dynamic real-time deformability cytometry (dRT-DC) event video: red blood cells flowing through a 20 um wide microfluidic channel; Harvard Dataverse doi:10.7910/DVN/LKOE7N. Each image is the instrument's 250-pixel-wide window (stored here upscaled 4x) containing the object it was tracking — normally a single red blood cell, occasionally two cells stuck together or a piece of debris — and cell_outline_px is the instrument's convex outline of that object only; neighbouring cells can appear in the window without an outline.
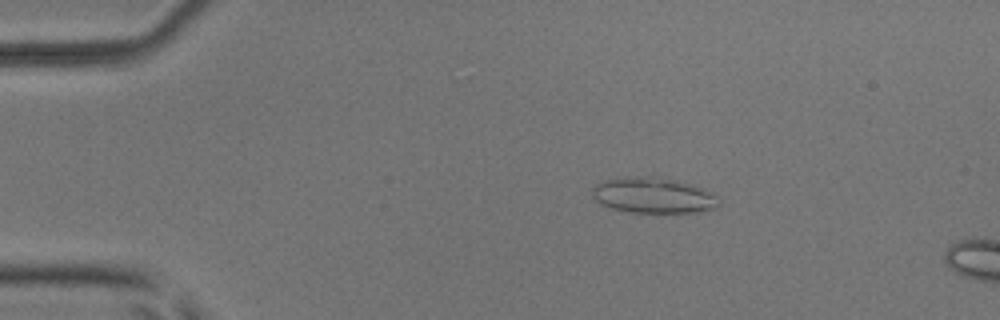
{"species": "common noctule bat (a hibernating species)", "species_latin": "Nyctalus noctula", "temperature_condition": "room temperature", "stored_images_in_passage": 5, "camera_frame_rate_fps": 3000, "um_per_image_px": 0.085, "animal": {"sex": "male", "body_mass_g": 17.9, "forearm_length_mm": 54.2}, "frame": {"image": 1, "passage_image": 1, "time_ms": 0.0, "image_size_px": [1000, 320], "cell_outline_px": [[720, 204], [716, 208], [700, 212], [628, 212], [612, 208], [600, 204], [592, 196], [592, 188], [596, 184], [616, 176], [656, 176], [676, 180], [692, 184], [704, 188], [716, 196], [720, 200]], "centroid_in_image_um": [55.53, 16.59], "position_along_channel_um": 29.5, "area_um2": 26.7}}